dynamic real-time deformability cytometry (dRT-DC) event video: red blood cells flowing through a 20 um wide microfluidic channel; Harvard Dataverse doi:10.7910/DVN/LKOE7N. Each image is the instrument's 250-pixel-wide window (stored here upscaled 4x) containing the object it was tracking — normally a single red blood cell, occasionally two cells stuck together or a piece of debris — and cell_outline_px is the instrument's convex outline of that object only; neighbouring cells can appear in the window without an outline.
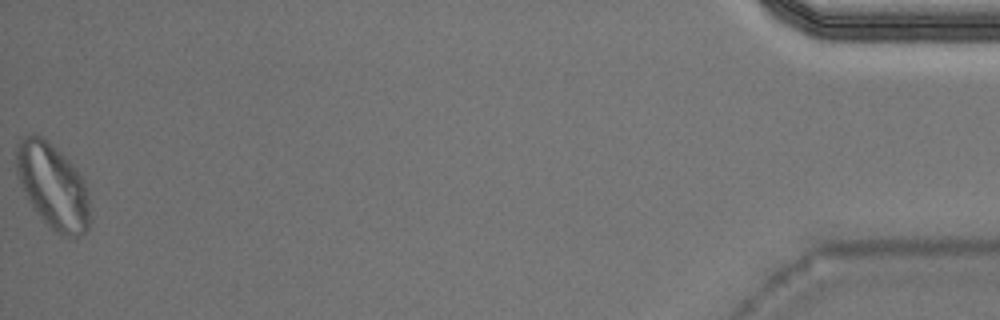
{"species": "Egyptian fruit bat (a non-hibernating species)", "species_latin": "Rousettus aegyptiacus", "temperature_condition": "warm", "stored_images_in_passage": 52, "segment_of_instrument_passage": [2, 2], "camera_frame_rate_fps": 3000, "um_per_image_px": 0.085, "animal": {"sex": "male"}, "frame": {"image": 1, "passage_image": 52, "time_ms": 17.0, "image_size_px": [1000, 320], "cell_outline_px": [[88, 228], [76, 240], [64, 236], [56, 232], [32, 208], [24, 192], [16, 172], [16, 144], [20, 136], [32, 132], [40, 136], [60, 152], [76, 168], [84, 180], [88, 192]], "centroid_in_image_um": [4.46, 15.8], "position_along_channel_um": 430.7, "area_um2": 36.53}}